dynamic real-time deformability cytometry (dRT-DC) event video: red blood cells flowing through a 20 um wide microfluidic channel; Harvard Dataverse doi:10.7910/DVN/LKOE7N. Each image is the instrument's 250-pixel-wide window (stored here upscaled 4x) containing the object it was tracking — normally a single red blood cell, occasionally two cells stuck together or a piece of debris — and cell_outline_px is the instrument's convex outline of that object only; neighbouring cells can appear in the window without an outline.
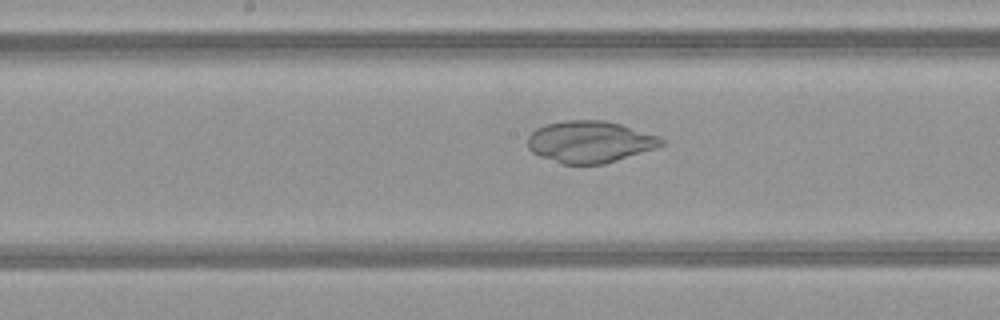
{"species": "common noctule bat (a hibernating species)", "species_latin": "Nyctalus noctula", "temperature_condition": "warm", "stored_images_in_passage": 50, "camera_frame_rate_fps": 3000, "um_per_image_px": 0.085, "animal": {"sex": "female", "body_mass_g": 21.9}, "frame": {"image": 1, "passage_image": 26, "time_ms": 8.333, "image_size_px": [1000, 320], "cell_outline_px": [[664, 144], [656, 148], [604, 164], [564, 164], [540, 156], [532, 152], [528, 148], [528, 136], [536, 128], [548, 124], [564, 120], [604, 120], [620, 124], [660, 136], [664, 140]], "centroid_in_image_um": [50.15, 12.05], "position_along_channel_um": 198.0, "area_um2": 32.43}}
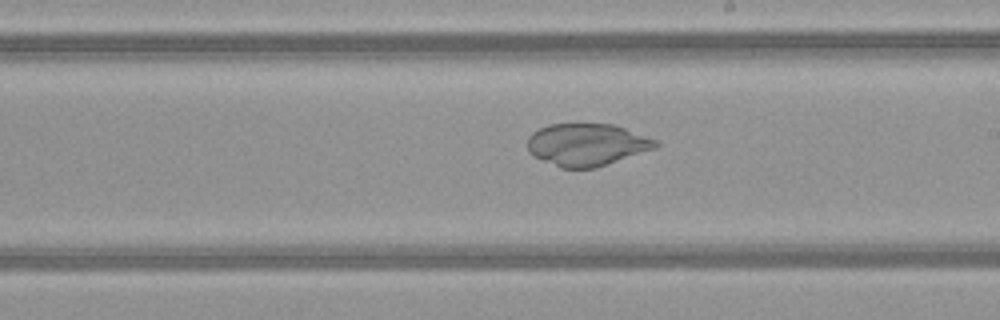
{"frame": {"image": 2, "passage_image": 29, "time_ms": 9.333, "image_size_px": [1000, 320], "cell_outline_px": [[660, 144], [656, 148], [596, 168], [560, 168], [528, 152], [528, 136], [532, 132], [548, 124], [612, 124], [624, 128], [656, 140]], "centroid_in_image_um": [49.87, 12.3], "position_along_channel_um": 239.1, "area_um2": 31.39}}
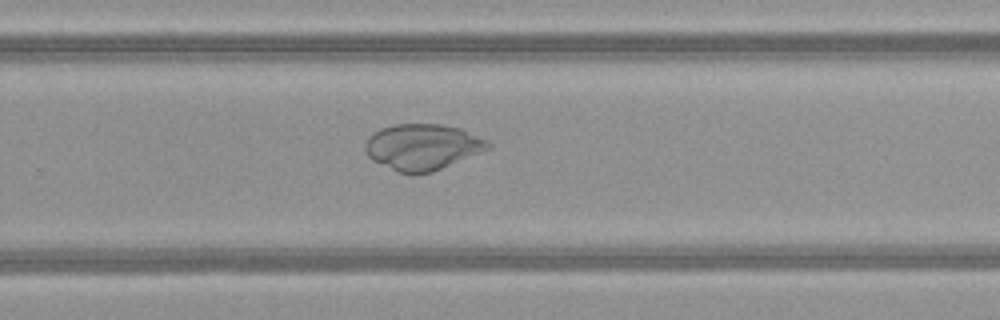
{"frame": {"image": 3, "passage_image": 33, "time_ms": 10.667, "image_size_px": [1000, 320], "cell_outline_px": [[492, 148], [432, 172], [400, 172], [372, 160], [368, 156], [364, 148], [364, 144], [368, 136], [372, 132], [380, 128], [396, 124], [440, 124], [460, 128], [488, 140], [492, 144]], "centroid_in_image_um": [35.92, 12.46], "position_along_channel_um": 293.9, "area_um2": 32.83}}